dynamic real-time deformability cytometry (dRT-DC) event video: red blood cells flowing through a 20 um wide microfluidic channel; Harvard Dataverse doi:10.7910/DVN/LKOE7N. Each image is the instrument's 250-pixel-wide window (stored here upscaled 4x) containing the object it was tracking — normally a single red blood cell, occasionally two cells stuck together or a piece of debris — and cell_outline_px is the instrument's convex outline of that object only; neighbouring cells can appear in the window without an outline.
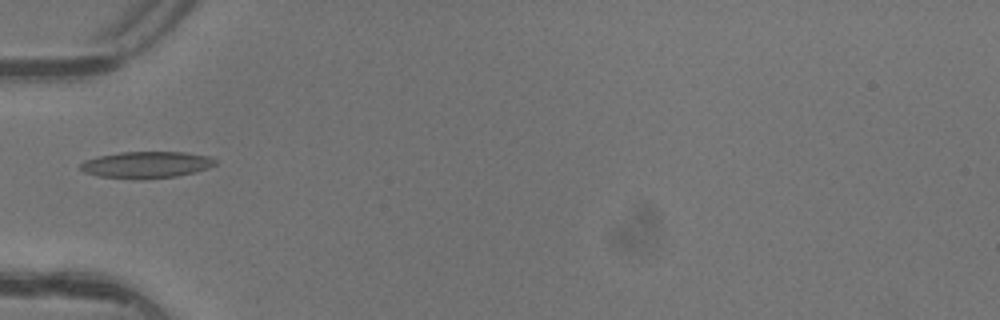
{"species": "common noctule bat (a hibernating species)", "species_latin": "Nyctalus noctula", "temperature_condition": "warm", "stored_images_in_passage": 6, "camera_frame_rate_fps": 3000, "um_per_image_px": 0.085, "animal": {"sex": "female"}, "frame": {"image": 1, "passage_image": 6, "time_ms": 1.667, "image_size_px": [1000, 320], "cell_outline_px": [[216, 164], [208, 168], [176, 176], [136, 180], [100, 176], [84, 172], [80, 168], [80, 164], [84, 160], [100, 156], [120, 152], [184, 152], [212, 156], [216, 160]], "centroid_in_image_um": [12.45, 14.0], "position_along_channel_um": 72.6, "area_um2": 20.92}}